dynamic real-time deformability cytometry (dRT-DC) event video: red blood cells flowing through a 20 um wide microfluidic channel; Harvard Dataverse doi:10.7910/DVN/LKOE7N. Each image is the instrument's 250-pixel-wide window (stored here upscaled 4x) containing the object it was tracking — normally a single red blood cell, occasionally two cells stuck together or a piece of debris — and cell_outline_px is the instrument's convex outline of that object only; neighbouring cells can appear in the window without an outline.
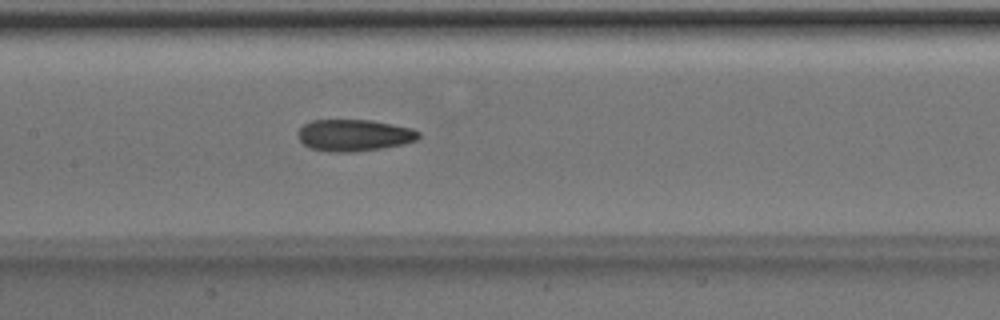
{"species": "Egyptian fruit bat (a non-hibernating species)", "species_latin": "Rousettus aegyptiacus", "temperature_condition": "room temperature", "stored_images_in_passage": 51, "camera_frame_rate_fps": 3000, "um_per_image_px": 0.085, "animal": {"sex": "male"}, "frame": {"image": 1, "passage_image": 25, "time_ms": 8.0, "image_size_px": [1000, 320], "cell_outline_px": [[420, 136], [416, 140], [404, 144], [384, 148], [352, 152], [328, 152], [312, 148], [304, 144], [296, 136], [296, 132], [304, 124], [312, 120], [372, 120], [412, 128], [420, 132]], "centroid_in_image_um": [30.09, 11.5], "position_along_channel_um": 177.3, "area_um2": 22.48}}
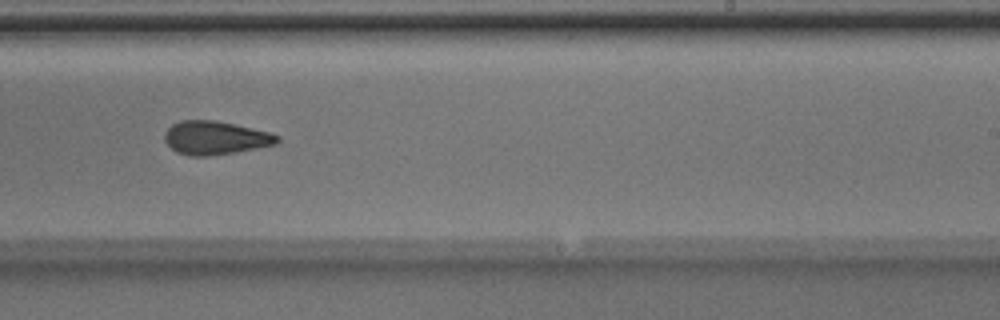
{"frame": {"image": 2, "passage_image": 32, "time_ms": 10.333, "image_size_px": [1000, 320], "cell_outline_px": [[280, 140], [276, 144], [236, 152], [208, 156], [192, 156], [176, 152], [164, 140], [164, 132], [172, 124], [180, 120], [216, 120], [272, 132], [280, 136]], "centroid_in_image_um": [18.32, 11.71], "position_along_channel_um": 270.7, "area_um2": 22.14}}
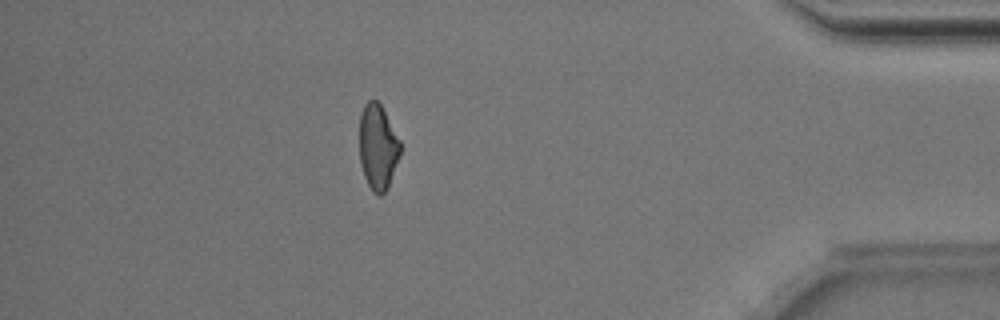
{"frame": {"image": 3, "passage_image": 45, "time_ms": 14.667, "image_size_px": [1000, 320], "cell_outline_px": [[400, 156], [388, 188], [380, 196], [376, 196], [372, 192], [364, 176], [360, 160], [360, 112], [364, 104], [368, 100], [376, 100], [380, 104], [400, 140]], "centroid_in_image_um": [32.11, 12.52], "position_along_channel_um": 403.1, "area_um2": 20.35}, "authors_computed_cell_mechanics": {"area_um2": 21.675, "velocity_mm_per_s": 4.0239, "shape_relaxation_time_tau1_ms": null, "shape_relaxation_time_tau2_ms": 4.2329, "deformation_change_tau1": null, "deformation_change_tau2": 0.1251}}